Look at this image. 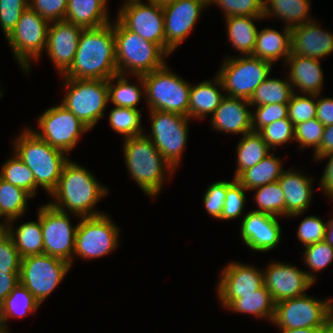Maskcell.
<instances>
[{"label": "cell", "instance_id": "obj_1", "mask_svg": "<svg viewBox=\"0 0 333 333\" xmlns=\"http://www.w3.org/2000/svg\"><path fill=\"white\" fill-rule=\"evenodd\" d=\"M117 74L113 24L83 29L73 62L62 76L108 80Z\"/></svg>", "mask_w": 333, "mask_h": 333}, {"label": "cell", "instance_id": "obj_2", "mask_svg": "<svg viewBox=\"0 0 333 333\" xmlns=\"http://www.w3.org/2000/svg\"><path fill=\"white\" fill-rule=\"evenodd\" d=\"M108 190L85 167L68 160L63 167L56 188L50 193L54 198L48 204L53 208L77 217H94L105 214L93 210Z\"/></svg>", "mask_w": 333, "mask_h": 333}, {"label": "cell", "instance_id": "obj_3", "mask_svg": "<svg viewBox=\"0 0 333 333\" xmlns=\"http://www.w3.org/2000/svg\"><path fill=\"white\" fill-rule=\"evenodd\" d=\"M123 141L125 163L131 178L148 196L159 195L166 179L165 173L170 175L175 170L146 134L126 138Z\"/></svg>", "mask_w": 333, "mask_h": 333}, {"label": "cell", "instance_id": "obj_4", "mask_svg": "<svg viewBox=\"0 0 333 333\" xmlns=\"http://www.w3.org/2000/svg\"><path fill=\"white\" fill-rule=\"evenodd\" d=\"M15 140L13 153L32 171L36 182V194L38 187L50 194L56 188L63 167L69 160L66 152L50 146L27 127Z\"/></svg>", "mask_w": 333, "mask_h": 333}, {"label": "cell", "instance_id": "obj_5", "mask_svg": "<svg viewBox=\"0 0 333 333\" xmlns=\"http://www.w3.org/2000/svg\"><path fill=\"white\" fill-rule=\"evenodd\" d=\"M118 74L142 76L163 67L169 55L156 43L126 29L118 20L113 23Z\"/></svg>", "mask_w": 333, "mask_h": 333}, {"label": "cell", "instance_id": "obj_6", "mask_svg": "<svg viewBox=\"0 0 333 333\" xmlns=\"http://www.w3.org/2000/svg\"><path fill=\"white\" fill-rule=\"evenodd\" d=\"M167 64L142 75L146 104L149 110H159L189 117L191 85L182 77L169 71Z\"/></svg>", "mask_w": 333, "mask_h": 333}, {"label": "cell", "instance_id": "obj_7", "mask_svg": "<svg viewBox=\"0 0 333 333\" xmlns=\"http://www.w3.org/2000/svg\"><path fill=\"white\" fill-rule=\"evenodd\" d=\"M64 81L66 94L60 104L93 129L110 102L107 80L65 78Z\"/></svg>", "mask_w": 333, "mask_h": 333}, {"label": "cell", "instance_id": "obj_8", "mask_svg": "<svg viewBox=\"0 0 333 333\" xmlns=\"http://www.w3.org/2000/svg\"><path fill=\"white\" fill-rule=\"evenodd\" d=\"M272 323L279 329L330 328L333 325V299L318 300L308 295L276 303Z\"/></svg>", "mask_w": 333, "mask_h": 333}, {"label": "cell", "instance_id": "obj_9", "mask_svg": "<svg viewBox=\"0 0 333 333\" xmlns=\"http://www.w3.org/2000/svg\"><path fill=\"white\" fill-rule=\"evenodd\" d=\"M217 75L225 95L250 100L256 88L270 75L273 64L252 55L224 59Z\"/></svg>", "mask_w": 333, "mask_h": 333}, {"label": "cell", "instance_id": "obj_10", "mask_svg": "<svg viewBox=\"0 0 333 333\" xmlns=\"http://www.w3.org/2000/svg\"><path fill=\"white\" fill-rule=\"evenodd\" d=\"M50 22L29 7L20 16L17 25L6 37L14 58L23 71L30 70V61L38 60L47 43Z\"/></svg>", "mask_w": 333, "mask_h": 333}, {"label": "cell", "instance_id": "obj_11", "mask_svg": "<svg viewBox=\"0 0 333 333\" xmlns=\"http://www.w3.org/2000/svg\"><path fill=\"white\" fill-rule=\"evenodd\" d=\"M149 111L151 133L146 136L151 139L163 158L175 170L186 147L190 118L159 110Z\"/></svg>", "mask_w": 333, "mask_h": 333}, {"label": "cell", "instance_id": "obj_12", "mask_svg": "<svg viewBox=\"0 0 333 333\" xmlns=\"http://www.w3.org/2000/svg\"><path fill=\"white\" fill-rule=\"evenodd\" d=\"M71 265L47 254L31 255L21 259L20 283L42 304L64 279Z\"/></svg>", "mask_w": 333, "mask_h": 333}, {"label": "cell", "instance_id": "obj_13", "mask_svg": "<svg viewBox=\"0 0 333 333\" xmlns=\"http://www.w3.org/2000/svg\"><path fill=\"white\" fill-rule=\"evenodd\" d=\"M119 229L107 214L81 217L73 256L89 260L109 254L118 246Z\"/></svg>", "mask_w": 333, "mask_h": 333}, {"label": "cell", "instance_id": "obj_14", "mask_svg": "<svg viewBox=\"0 0 333 333\" xmlns=\"http://www.w3.org/2000/svg\"><path fill=\"white\" fill-rule=\"evenodd\" d=\"M126 0L117 13V20L143 39L158 44L165 51V21L160 0Z\"/></svg>", "mask_w": 333, "mask_h": 333}, {"label": "cell", "instance_id": "obj_15", "mask_svg": "<svg viewBox=\"0 0 333 333\" xmlns=\"http://www.w3.org/2000/svg\"><path fill=\"white\" fill-rule=\"evenodd\" d=\"M41 131H34L40 139L66 154L76 146L79 137L90 129L71 111L59 104L45 110L38 118Z\"/></svg>", "mask_w": 333, "mask_h": 333}, {"label": "cell", "instance_id": "obj_16", "mask_svg": "<svg viewBox=\"0 0 333 333\" xmlns=\"http://www.w3.org/2000/svg\"><path fill=\"white\" fill-rule=\"evenodd\" d=\"M40 222L44 254L62 259L72 266L78 224L72 226L68 213L49 204L40 207Z\"/></svg>", "mask_w": 333, "mask_h": 333}, {"label": "cell", "instance_id": "obj_17", "mask_svg": "<svg viewBox=\"0 0 333 333\" xmlns=\"http://www.w3.org/2000/svg\"><path fill=\"white\" fill-rule=\"evenodd\" d=\"M165 52L170 55L189 36L208 0H162Z\"/></svg>", "mask_w": 333, "mask_h": 333}, {"label": "cell", "instance_id": "obj_18", "mask_svg": "<svg viewBox=\"0 0 333 333\" xmlns=\"http://www.w3.org/2000/svg\"><path fill=\"white\" fill-rule=\"evenodd\" d=\"M217 286L220 303L225 309L242 295H248L264 285L263 272L252 265L228 263L221 271Z\"/></svg>", "mask_w": 333, "mask_h": 333}, {"label": "cell", "instance_id": "obj_19", "mask_svg": "<svg viewBox=\"0 0 333 333\" xmlns=\"http://www.w3.org/2000/svg\"><path fill=\"white\" fill-rule=\"evenodd\" d=\"M263 272L264 286L272 295L274 302L300 297L313 286L306 272L290 264L272 262Z\"/></svg>", "mask_w": 333, "mask_h": 333}, {"label": "cell", "instance_id": "obj_20", "mask_svg": "<svg viewBox=\"0 0 333 333\" xmlns=\"http://www.w3.org/2000/svg\"><path fill=\"white\" fill-rule=\"evenodd\" d=\"M83 27L66 20L50 22L45 52L63 75L71 66Z\"/></svg>", "mask_w": 333, "mask_h": 333}, {"label": "cell", "instance_id": "obj_21", "mask_svg": "<svg viewBox=\"0 0 333 333\" xmlns=\"http://www.w3.org/2000/svg\"><path fill=\"white\" fill-rule=\"evenodd\" d=\"M243 242L252 250L266 252L277 247L281 240V227L276 216L250 211L241 225Z\"/></svg>", "mask_w": 333, "mask_h": 333}, {"label": "cell", "instance_id": "obj_22", "mask_svg": "<svg viewBox=\"0 0 333 333\" xmlns=\"http://www.w3.org/2000/svg\"><path fill=\"white\" fill-rule=\"evenodd\" d=\"M333 52V34L322 30L316 21L291 28V54L321 59Z\"/></svg>", "mask_w": 333, "mask_h": 333}, {"label": "cell", "instance_id": "obj_23", "mask_svg": "<svg viewBox=\"0 0 333 333\" xmlns=\"http://www.w3.org/2000/svg\"><path fill=\"white\" fill-rule=\"evenodd\" d=\"M249 100L225 96L215 109L211 126L222 133L245 135L252 131V111Z\"/></svg>", "mask_w": 333, "mask_h": 333}, {"label": "cell", "instance_id": "obj_24", "mask_svg": "<svg viewBox=\"0 0 333 333\" xmlns=\"http://www.w3.org/2000/svg\"><path fill=\"white\" fill-rule=\"evenodd\" d=\"M312 180L293 169L283 171L278 182L285 196L286 217H297L309 208L313 199Z\"/></svg>", "mask_w": 333, "mask_h": 333}, {"label": "cell", "instance_id": "obj_25", "mask_svg": "<svg viewBox=\"0 0 333 333\" xmlns=\"http://www.w3.org/2000/svg\"><path fill=\"white\" fill-rule=\"evenodd\" d=\"M290 66L289 81L291 85L298 88L303 94L318 95L323 87V72L320 59L303 57L291 54L285 61Z\"/></svg>", "mask_w": 333, "mask_h": 333}, {"label": "cell", "instance_id": "obj_26", "mask_svg": "<svg viewBox=\"0 0 333 333\" xmlns=\"http://www.w3.org/2000/svg\"><path fill=\"white\" fill-rule=\"evenodd\" d=\"M220 90L223 84L216 74L214 80H206L191 86L189 96V118L203 119L208 114L213 115L215 109L220 105L226 96ZM221 92V93H220Z\"/></svg>", "mask_w": 333, "mask_h": 333}, {"label": "cell", "instance_id": "obj_27", "mask_svg": "<svg viewBox=\"0 0 333 333\" xmlns=\"http://www.w3.org/2000/svg\"><path fill=\"white\" fill-rule=\"evenodd\" d=\"M106 0H68L65 20L87 28H99L111 23Z\"/></svg>", "mask_w": 333, "mask_h": 333}, {"label": "cell", "instance_id": "obj_28", "mask_svg": "<svg viewBox=\"0 0 333 333\" xmlns=\"http://www.w3.org/2000/svg\"><path fill=\"white\" fill-rule=\"evenodd\" d=\"M291 55V28L285 27L279 32L275 29L265 28L257 33L256 46L253 52L254 57L263 59L274 64L278 59Z\"/></svg>", "mask_w": 333, "mask_h": 333}, {"label": "cell", "instance_id": "obj_29", "mask_svg": "<svg viewBox=\"0 0 333 333\" xmlns=\"http://www.w3.org/2000/svg\"><path fill=\"white\" fill-rule=\"evenodd\" d=\"M264 17L253 16H231L225 18L227 27L228 40L232 43L242 56L253 55L258 29L254 20L258 21Z\"/></svg>", "mask_w": 333, "mask_h": 333}, {"label": "cell", "instance_id": "obj_30", "mask_svg": "<svg viewBox=\"0 0 333 333\" xmlns=\"http://www.w3.org/2000/svg\"><path fill=\"white\" fill-rule=\"evenodd\" d=\"M310 0H264V18L277 16L292 28L312 21ZM311 17V19L309 18Z\"/></svg>", "mask_w": 333, "mask_h": 333}, {"label": "cell", "instance_id": "obj_31", "mask_svg": "<svg viewBox=\"0 0 333 333\" xmlns=\"http://www.w3.org/2000/svg\"><path fill=\"white\" fill-rule=\"evenodd\" d=\"M38 220L25 222L17 227H12V223L7 225V233L12 238L21 258L44 254L43 235L40 222V208L38 210Z\"/></svg>", "mask_w": 333, "mask_h": 333}, {"label": "cell", "instance_id": "obj_32", "mask_svg": "<svg viewBox=\"0 0 333 333\" xmlns=\"http://www.w3.org/2000/svg\"><path fill=\"white\" fill-rule=\"evenodd\" d=\"M41 304L33 294L21 283L17 284L12 292L0 304V328L6 332L7 319L24 317L26 314L35 313Z\"/></svg>", "mask_w": 333, "mask_h": 333}, {"label": "cell", "instance_id": "obj_33", "mask_svg": "<svg viewBox=\"0 0 333 333\" xmlns=\"http://www.w3.org/2000/svg\"><path fill=\"white\" fill-rule=\"evenodd\" d=\"M270 149L259 132L251 131L243 135L237 145L238 166L234 179L236 180L245 170L252 168L269 155Z\"/></svg>", "mask_w": 333, "mask_h": 333}, {"label": "cell", "instance_id": "obj_34", "mask_svg": "<svg viewBox=\"0 0 333 333\" xmlns=\"http://www.w3.org/2000/svg\"><path fill=\"white\" fill-rule=\"evenodd\" d=\"M281 160L269 154L258 164L245 170L236 180L248 191L278 181L283 173Z\"/></svg>", "mask_w": 333, "mask_h": 333}, {"label": "cell", "instance_id": "obj_35", "mask_svg": "<svg viewBox=\"0 0 333 333\" xmlns=\"http://www.w3.org/2000/svg\"><path fill=\"white\" fill-rule=\"evenodd\" d=\"M274 299L267 288L263 285L260 289L255 292L242 295V298L235 299L227 309L232 312L252 314L258 318H267L272 322L275 312Z\"/></svg>", "mask_w": 333, "mask_h": 333}, {"label": "cell", "instance_id": "obj_36", "mask_svg": "<svg viewBox=\"0 0 333 333\" xmlns=\"http://www.w3.org/2000/svg\"><path fill=\"white\" fill-rule=\"evenodd\" d=\"M126 77V75L117 74L107 80L109 101L115 107L138 109L137 104L141 99L142 92L145 94L143 77L135 76L139 80V86L130 84Z\"/></svg>", "mask_w": 333, "mask_h": 333}, {"label": "cell", "instance_id": "obj_37", "mask_svg": "<svg viewBox=\"0 0 333 333\" xmlns=\"http://www.w3.org/2000/svg\"><path fill=\"white\" fill-rule=\"evenodd\" d=\"M293 87L289 80L267 77L255 90L250 98L251 106L265 104H288L292 95Z\"/></svg>", "mask_w": 333, "mask_h": 333}, {"label": "cell", "instance_id": "obj_38", "mask_svg": "<svg viewBox=\"0 0 333 333\" xmlns=\"http://www.w3.org/2000/svg\"><path fill=\"white\" fill-rule=\"evenodd\" d=\"M30 198L32 196L27 191L6 182L0 177V209L9 223H13L21 215H24Z\"/></svg>", "mask_w": 333, "mask_h": 333}, {"label": "cell", "instance_id": "obj_39", "mask_svg": "<svg viewBox=\"0 0 333 333\" xmlns=\"http://www.w3.org/2000/svg\"><path fill=\"white\" fill-rule=\"evenodd\" d=\"M13 156L2 165L0 177L35 197L36 182L32 171L15 153Z\"/></svg>", "mask_w": 333, "mask_h": 333}, {"label": "cell", "instance_id": "obj_40", "mask_svg": "<svg viewBox=\"0 0 333 333\" xmlns=\"http://www.w3.org/2000/svg\"><path fill=\"white\" fill-rule=\"evenodd\" d=\"M258 209L255 212L270 214L276 217L285 216V196L279 182H273L253 189Z\"/></svg>", "mask_w": 333, "mask_h": 333}, {"label": "cell", "instance_id": "obj_41", "mask_svg": "<svg viewBox=\"0 0 333 333\" xmlns=\"http://www.w3.org/2000/svg\"><path fill=\"white\" fill-rule=\"evenodd\" d=\"M140 113V109L114 107L109 113V123L124 139L139 136L145 134L141 126Z\"/></svg>", "mask_w": 333, "mask_h": 333}, {"label": "cell", "instance_id": "obj_42", "mask_svg": "<svg viewBox=\"0 0 333 333\" xmlns=\"http://www.w3.org/2000/svg\"><path fill=\"white\" fill-rule=\"evenodd\" d=\"M303 256L305 264L311 269V272L306 271V274L315 283L317 276L314 273L323 270L333 261V246L326 240L310 244L305 246Z\"/></svg>", "mask_w": 333, "mask_h": 333}, {"label": "cell", "instance_id": "obj_43", "mask_svg": "<svg viewBox=\"0 0 333 333\" xmlns=\"http://www.w3.org/2000/svg\"><path fill=\"white\" fill-rule=\"evenodd\" d=\"M216 4L223 9L226 17H264V0H208V5Z\"/></svg>", "mask_w": 333, "mask_h": 333}, {"label": "cell", "instance_id": "obj_44", "mask_svg": "<svg viewBox=\"0 0 333 333\" xmlns=\"http://www.w3.org/2000/svg\"><path fill=\"white\" fill-rule=\"evenodd\" d=\"M288 105V119L294 126L301 122H306L316 118V95L293 93Z\"/></svg>", "mask_w": 333, "mask_h": 333}, {"label": "cell", "instance_id": "obj_45", "mask_svg": "<svg viewBox=\"0 0 333 333\" xmlns=\"http://www.w3.org/2000/svg\"><path fill=\"white\" fill-rule=\"evenodd\" d=\"M294 131V124L288 118H283L266 125L259 133L267 145L276 151L275 147L294 140Z\"/></svg>", "mask_w": 333, "mask_h": 333}, {"label": "cell", "instance_id": "obj_46", "mask_svg": "<svg viewBox=\"0 0 333 333\" xmlns=\"http://www.w3.org/2000/svg\"><path fill=\"white\" fill-rule=\"evenodd\" d=\"M324 125L317 119H310L294 126V140L301 144V149L313 147L314 152L320 147Z\"/></svg>", "mask_w": 333, "mask_h": 333}, {"label": "cell", "instance_id": "obj_47", "mask_svg": "<svg viewBox=\"0 0 333 333\" xmlns=\"http://www.w3.org/2000/svg\"><path fill=\"white\" fill-rule=\"evenodd\" d=\"M28 7L29 0H0V26L5 37L12 32Z\"/></svg>", "mask_w": 333, "mask_h": 333}, {"label": "cell", "instance_id": "obj_48", "mask_svg": "<svg viewBox=\"0 0 333 333\" xmlns=\"http://www.w3.org/2000/svg\"><path fill=\"white\" fill-rule=\"evenodd\" d=\"M257 107L252 113V131L259 132L274 121L288 118L287 104H265Z\"/></svg>", "mask_w": 333, "mask_h": 333}, {"label": "cell", "instance_id": "obj_49", "mask_svg": "<svg viewBox=\"0 0 333 333\" xmlns=\"http://www.w3.org/2000/svg\"><path fill=\"white\" fill-rule=\"evenodd\" d=\"M246 191L237 180L227 189L220 220H231L241 217L246 201Z\"/></svg>", "mask_w": 333, "mask_h": 333}, {"label": "cell", "instance_id": "obj_50", "mask_svg": "<svg viewBox=\"0 0 333 333\" xmlns=\"http://www.w3.org/2000/svg\"><path fill=\"white\" fill-rule=\"evenodd\" d=\"M236 180L229 181H217L212 183L205 192L204 195V206L208 213L214 218H220L224 207V201L226 198L227 189Z\"/></svg>", "mask_w": 333, "mask_h": 333}, {"label": "cell", "instance_id": "obj_51", "mask_svg": "<svg viewBox=\"0 0 333 333\" xmlns=\"http://www.w3.org/2000/svg\"><path fill=\"white\" fill-rule=\"evenodd\" d=\"M326 225L318 216H307L300 222L297 231L299 241L305 247L325 240Z\"/></svg>", "mask_w": 333, "mask_h": 333}, {"label": "cell", "instance_id": "obj_52", "mask_svg": "<svg viewBox=\"0 0 333 333\" xmlns=\"http://www.w3.org/2000/svg\"><path fill=\"white\" fill-rule=\"evenodd\" d=\"M21 259L12 238L6 232L0 238V272L20 274Z\"/></svg>", "mask_w": 333, "mask_h": 333}, {"label": "cell", "instance_id": "obj_53", "mask_svg": "<svg viewBox=\"0 0 333 333\" xmlns=\"http://www.w3.org/2000/svg\"><path fill=\"white\" fill-rule=\"evenodd\" d=\"M68 0H29V8L49 22L65 20Z\"/></svg>", "mask_w": 333, "mask_h": 333}, {"label": "cell", "instance_id": "obj_54", "mask_svg": "<svg viewBox=\"0 0 333 333\" xmlns=\"http://www.w3.org/2000/svg\"><path fill=\"white\" fill-rule=\"evenodd\" d=\"M329 158V159H328ZM328 159L326 167L323 172V176L320 179V186L324 190L326 196L333 200V152H329L325 155L318 156L314 160Z\"/></svg>", "mask_w": 333, "mask_h": 333}, {"label": "cell", "instance_id": "obj_55", "mask_svg": "<svg viewBox=\"0 0 333 333\" xmlns=\"http://www.w3.org/2000/svg\"><path fill=\"white\" fill-rule=\"evenodd\" d=\"M316 95V118L326 127L333 125V98H320Z\"/></svg>", "mask_w": 333, "mask_h": 333}, {"label": "cell", "instance_id": "obj_56", "mask_svg": "<svg viewBox=\"0 0 333 333\" xmlns=\"http://www.w3.org/2000/svg\"><path fill=\"white\" fill-rule=\"evenodd\" d=\"M19 275L0 272V304L12 292L13 288L20 283Z\"/></svg>", "mask_w": 333, "mask_h": 333}, {"label": "cell", "instance_id": "obj_57", "mask_svg": "<svg viewBox=\"0 0 333 333\" xmlns=\"http://www.w3.org/2000/svg\"><path fill=\"white\" fill-rule=\"evenodd\" d=\"M329 152H333V125L324 127L321 144L314 153V159Z\"/></svg>", "mask_w": 333, "mask_h": 333}, {"label": "cell", "instance_id": "obj_58", "mask_svg": "<svg viewBox=\"0 0 333 333\" xmlns=\"http://www.w3.org/2000/svg\"><path fill=\"white\" fill-rule=\"evenodd\" d=\"M329 328H296V329H280L281 333H323Z\"/></svg>", "mask_w": 333, "mask_h": 333}, {"label": "cell", "instance_id": "obj_59", "mask_svg": "<svg viewBox=\"0 0 333 333\" xmlns=\"http://www.w3.org/2000/svg\"><path fill=\"white\" fill-rule=\"evenodd\" d=\"M325 240L333 246V219L327 221Z\"/></svg>", "mask_w": 333, "mask_h": 333}, {"label": "cell", "instance_id": "obj_60", "mask_svg": "<svg viewBox=\"0 0 333 333\" xmlns=\"http://www.w3.org/2000/svg\"><path fill=\"white\" fill-rule=\"evenodd\" d=\"M9 222L0 223V238L7 232V225Z\"/></svg>", "mask_w": 333, "mask_h": 333}, {"label": "cell", "instance_id": "obj_61", "mask_svg": "<svg viewBox=\"0 0 333 333\" xmlns=\"http://www.w3.org/2000/svg\"><path fill=\"white\" fill-rule=\"evenodd\" d=\"M323 333H333V325L326 331H324Z\"/></svg>", "mask_w": 333, "mask_h": 333}, {"label": "cell", "instance_id": "obj_62", "mask_svg": "<svg viewBox=\"0 0 333 333\" xmlns=\"http://www.w3.org/2000/svg\"><path fill=\"white\" fill-rule=\"evenodd\" d=\"M3 218V219H5V222H9L8 220H6V218L2 215V212H1V209H0V218Z\"/></svg>", "mask_w": 333, "mask_h": 333}, {"label": "cell", "instance_id": "obj_63", "mask_svg": "<svg viewBox=\"0 0 333 333\" xmlns=\"http://www.w3.org/2000/svg\"><path fill=\"white\" fill-rule=\"evenodd\" d=\"M0 333H11V332H6L0 328Z\"/></svg>", "mask_w": 333, "mask_h": 333}]
</instances>
